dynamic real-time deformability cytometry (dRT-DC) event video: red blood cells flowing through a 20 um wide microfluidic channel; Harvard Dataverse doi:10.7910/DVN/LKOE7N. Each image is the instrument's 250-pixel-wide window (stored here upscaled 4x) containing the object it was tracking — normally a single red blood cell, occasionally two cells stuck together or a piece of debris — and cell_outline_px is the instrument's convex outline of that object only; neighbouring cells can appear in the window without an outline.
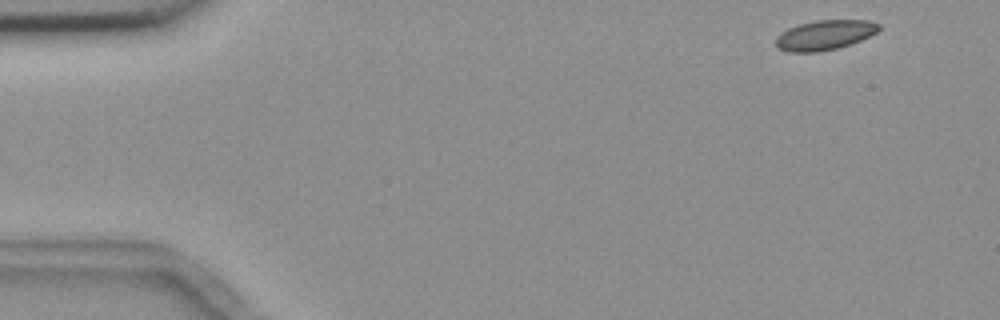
{"species": "common noctule bat (a hibernating species)", "species_latin": "Nyctalus noctula", "temperature_condition": "room temperature", "stored_images_in_passage": 4, "segment_of_instrument_passage": [2, 2], "camera_frame_rate_fps": 3000, "um_per_image_px": 0.085, "animal": {"sex": "female", "body_mass_g": 18.4}, "frame": {"image": 1, "passage_image": 4, "time_ms": 4.333, "image_size_px": [1000, 320], "cell_outline_px": [[880, 28], [876, 32], [852, 44], [836, 48], [816, 52], [788, 52], [776, 48], [776, 36], [788, 28], [800, 24], [816, 20], [868, 20], [880, 24]], "centroid_in_image_um": [70.08, 2.98], "position_along_channel_um": 14.9, "area_um2": 17.86}}